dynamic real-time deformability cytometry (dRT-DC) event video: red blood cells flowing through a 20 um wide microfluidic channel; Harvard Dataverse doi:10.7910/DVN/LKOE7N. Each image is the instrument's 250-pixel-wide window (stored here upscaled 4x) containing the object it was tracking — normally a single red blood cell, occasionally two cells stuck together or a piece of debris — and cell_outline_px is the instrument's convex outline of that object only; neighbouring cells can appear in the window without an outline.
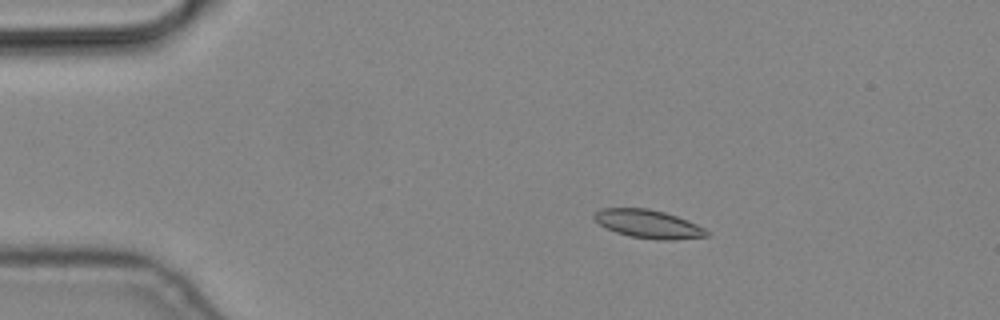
{"species": "common noctule bat (a hibernating species)", "species_latin": "Nyctalus noctula", "temperature_condition": "cold", "stored_images_in_passage": 4, "camera_frame_rate_fps": 3000, "um_per_image_px": 0.085, "animal": {"sex": "male", "body_mass_g": 19.2, "forearm_length_mm": 51.8}, "frame": {"image": 1, "passage_image": 3, "time_ms": 0.667, "image_size_px": [1000, 320], "cell_outline_px": [[708, 236], [676, 240], [660, 240], [632, 236], [616, 232], [600, 224], [592, 216], [596, 212], [604, 208], [648, 208], [664, 212], [688, 220], [704, 228], [708, 232]], "centroid_in_image_um": [55.14, 19.04], "position_along_channel_um": 29.9, "area_um2": 18.32}}